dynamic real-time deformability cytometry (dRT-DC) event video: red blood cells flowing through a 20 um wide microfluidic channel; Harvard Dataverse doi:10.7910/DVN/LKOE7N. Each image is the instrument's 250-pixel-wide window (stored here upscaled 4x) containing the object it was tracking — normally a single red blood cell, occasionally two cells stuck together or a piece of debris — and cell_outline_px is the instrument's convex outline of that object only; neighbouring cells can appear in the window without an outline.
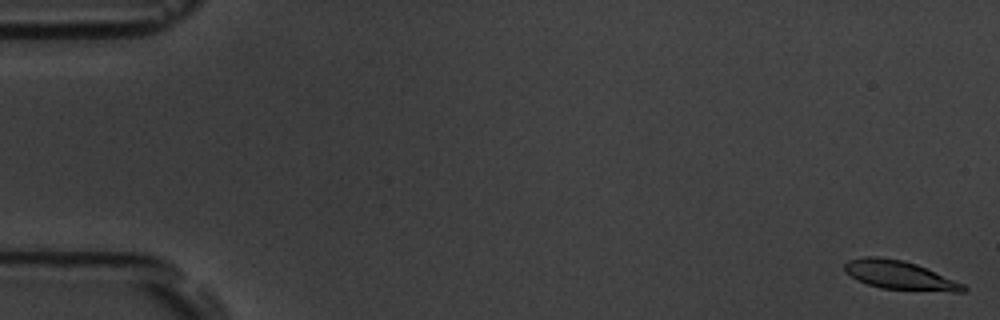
{"species": "common noctule bat (a hibernating species)", "species_latin": "Nyctalus noctula", "temperature_condition": "room temperature", "stored_images_in_passage": 56, "camera_frame_rate_fps": 3000, "um_per_image_px": 0.085, "animal": {"sex": "male", "body_mass_g": 19.5, "forearm_length_mm": 54.6}, "frame": {"image": 1, "passage_image": 1, "time_ms": 0.0, "image_size_px": [1000, 320], "cell_outline_px": [[968, 288], [964, 292], [952, 292], [880, 288], [856, 280], [844, 272], [844, 264], [848, 260], [864, 256], [876, 256], [904, 260], [916, 264], [964, 284]], "centroid_in_image_um": [76.44, 23.39], "position_along_channel_um": 8.6, "area_um2": 19.94}}
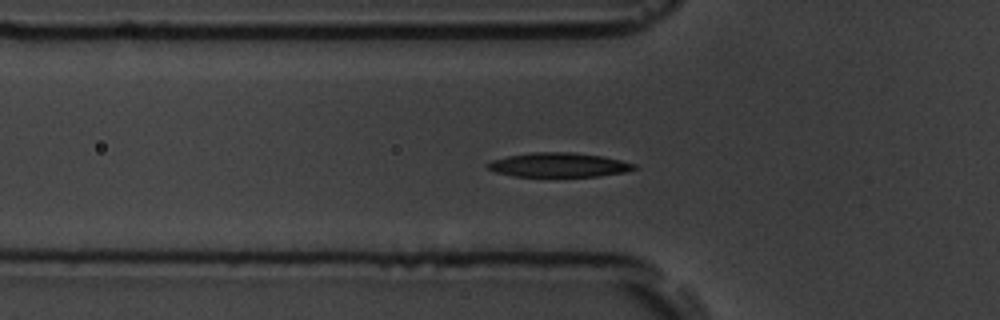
{"frame": {"image": 2, "passage_image": 19, "time_ms": 6.0, "image_size_px": [1000, 320], "cell_outline_px": [[636, 168], [624, 172], [600, 176], [512, 176], [496, 172], [488, 168], [488, 164], [492, 160], [508, 156], [532, 152], [572, 152], [604, 156], [636, 164]], "centroid_in_image_um": [47.51, 14.01], "position_along_channel_um": 78.3, "area_um2": 20.58}}
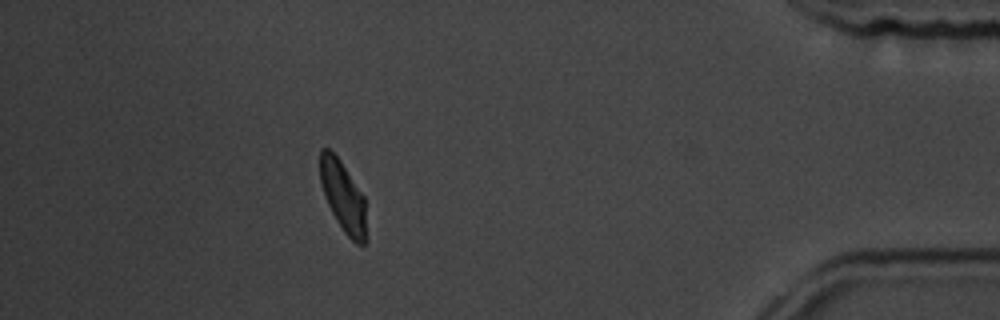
{"frame": {"image": 3, "passage_image": 50, "time_ms": 16.333, "image_size_px": [1000, 320], "cell_outline_px": [[368, 240], [364, 244], [356, 244], [344, 232], [336, 220], [328, 204], [320, 180], [320, 148], [328, 148], [340, 160], [364, 196]], "centroid_in_image_um": [29.2, 16.75], "position_along_channel_um": 406.0, "area_um2": 19.07}, "authors_computed_cell_mechanics": {"area_um2": 20.5479, "velocity_mm_per_s": 3.6468, "shape_relaxation_time_tau1_ms": 3.6766, "shape_relaxation_time_tau2_ms": 2.6719, "deformation_change_tau1": 0.1638, "deformation_change_tau2": 0.0718}}